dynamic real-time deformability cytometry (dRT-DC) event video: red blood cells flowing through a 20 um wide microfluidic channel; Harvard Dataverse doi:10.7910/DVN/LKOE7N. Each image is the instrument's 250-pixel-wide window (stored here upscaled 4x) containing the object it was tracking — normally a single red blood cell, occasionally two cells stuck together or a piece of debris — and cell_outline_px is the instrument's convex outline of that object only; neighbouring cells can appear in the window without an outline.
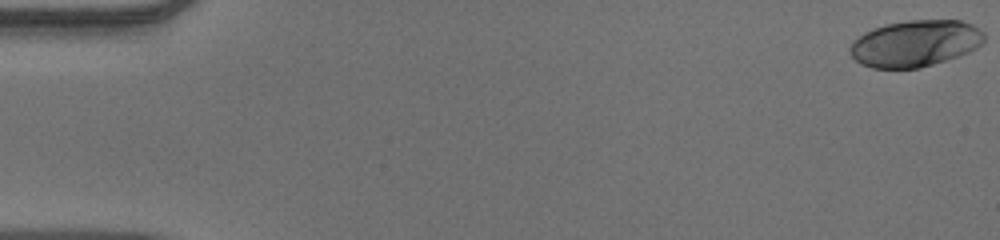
{"species": "human", "species_latin": "Homo sapiens", "temperature_condition": "warm", "stored_images_in_passage": 22, "camera_frame_rate_fps": 3000, "um_per_image_px": 0.085, "donor": {"sex": "male"}, "frame": {"image": 1, "passage_image": 1, "time_ms": 0.0, "image_size_px": [1000, 240], "cell_outline_px": [[984, 40], [976, 48], [968, 52], [920, 68], [872, 68], [860, 64], [848, 52], [848, 48], [852, 40], [864, 32], [872, 28], [884, 24], [908, 20], [960, 20], [972, 24], [984, 32]], "centroid_in_image_um": [77.74, 3.68], "position_along_channel_um": 7.3, "area_um2": 36.53}}
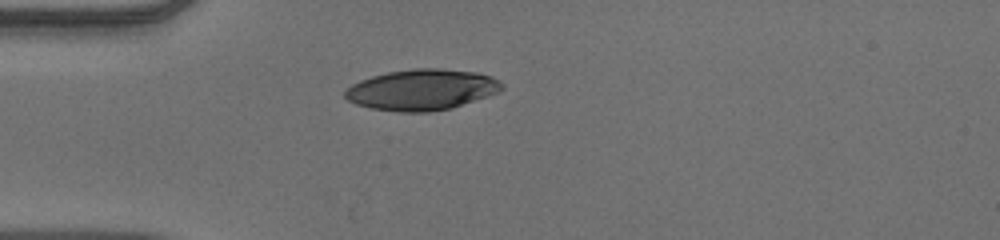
{"frame": {"image": 2, "passage_image": 16, "time_ms": 5.0, "image_size_px": [1000, 240], "cell_outline_px": [[504, 88], [496, 92], [452, 108], [428, 112], [396, 112], [372, 108], [356, 104], [348, 100], [344, 96], [344, 92], [352, 84], [360, 80], [372, 76], [388, 72], [412, 68], [440, 68], [476, 72], [492, 76], [500, 80], [504, 84]], "centroid_in_image_um": [35.85, 7.62], "position_along_channel_um": 49.2, "area_um2": 37.34}}
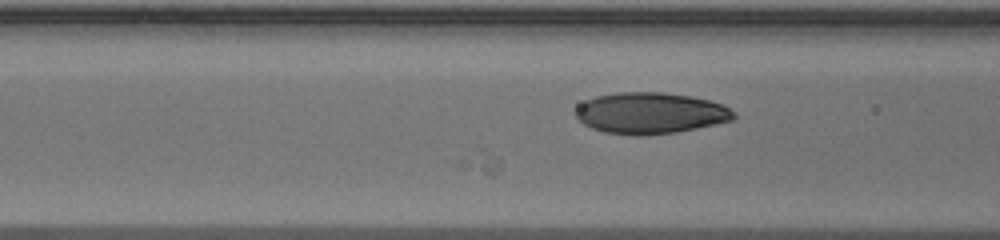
{"frame": {"image": 3, "passage_image": 22, "time_ms": 7.0, "image_size_px": [1000, 240], "cell_outline_px": [[736, 116], [732, 120], [696, 128], [676, 132], [640, 136], [636, 136], [604, 132], [592, 128], [584, 124], [572, 112], [580, 104], [596, 96], [616, 92], [664, 92], [688, 96], [708, 100], [724, 104], [736, 112]], "centroid_in_image_um": [55.28, 9.61], "position_along_channel_um": 111.3, "area_um2": 38.09}}